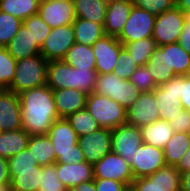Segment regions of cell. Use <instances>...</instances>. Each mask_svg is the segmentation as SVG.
<instances>
[{"mask_svg": "<svg viewBox=\"0 0 190 191\" xmlns=\"http://www.w3.org/2000/svg\"><path fill=\"white\" fill-rule=\"evenodd\" d=\"M53 96L59 117L66 118L72 113L85 109L88 94L77 89L67 88L53 90Z\"/></svg>", "mask_w": 190, "mask_h": 191, "instance_id": "cell-21", "label": "cell"}, {"mask_svg": "<svg viewBox=\"0 0 190 191\" xmlns=\"http://www.w3.org/2000/svg\"><path fill=\"white\" fill-rule=\"evenodd\" d=\"M93 171L95 179H113L123 183L127 188L134 180L131 165L112 151L93 165Z\"/></svg>", "mask_w": 190, "mask_h": 191, "instance_id": "cell-9", "label": "cell"}, {"mask_svg": "<svg viewBox=\"0 0 190 191\" xmlns=\"http://www.w3.org/2000/svg\"><path fill=\"white\" fill-rule=\"evenodd\" d=\"M6 48L16 61L41 54V47L23 24Z\"/></svg>", "mask_w": 190, "mask_h": 191, "instance_id": "cell-23", "label": "cell"}, {"mask_svg": "<svg viewBox=\"0 0 190 191\" xmlns=\"http://www.w3.org/2000/svg\"><path fill=\"white\" fill-rule=\"evenodd\" d=\"M125 191H134L131 187H128Z\"/></svg>", "mask_w": 190, "mask_h": 191, "instance_id": "cell-56", "label": "cell"}, {"mask_svg": "<svg viewBox=\"0 0 190 191\" xmlns=\"http://www.w3.org/2000/svg\"><path fill=\"white\" fill-rule=\"evenodd\" d=\"M37 44L41 47L50 33L51 27L39 16V14L32 15L23 21Z\"/></svg>", "mask_w": 190, "mask_h": 191, "instance_id": "cell-39", "label": "cell"}, {"mask_svg": "<svg viewBox=\"0 0 190 191\" xmlns=\"http://www.w3.org/2000/svg\"><path fill=\"white\" fill-rule=\"evenodd\" d=\"M185 22V13L176 6L156 16L152 38L157 46L177 43Z\"/></svg>", "mask_w": 190, "mask_h": 191, "instance_id": "cell-6", "label": "cell"}, {"mask_svg": "<svg viewBox=\"0 0 190 191\" xmlns=\"http://www.w3.org/2000/svg\"><path fill=\"white\" fill-rule=\"evenodd\" d=\"M158 111L154 92H141L139 98L126 109V123L141 128L160 119Z\"/></svg>", "mask_w": 190, "mask_h": 191, "instance_id": "cell-16", "label": "cell"}, {"mask_svg": "<svg viewBox=\"0 0 190 191\" xmlns=\"http://www.w3.org/2000/svg\"><path fill=\"white\" fill-rule=\"evenodd\" d=\"M181 173L175 166L165 165L148 177L136 178L131 184L134 191H180Z\"/></svg>", "mask_w": 190, "mask_h": 191, "instance_id": "cell-8", "label": "cell"}, {"mask_svg": "<svg viewBox=\"0 0 190 191\" xmlns=\"http://www.w3.org/2000/svg\"><path fill=\"white\" fill-rule=\"evenodd\" d=\"M30 135L23 129L0 132V157L9 159L28 146Z\"/></svg>", "mask_w": 190, "mask_h": 191, "instance_id": "cell-26", "label": "cell"}, {"mask_svg": "<svg viewBox=\"0 0 190 191\" xmlns=\"http://www.w3.org/2000/svg\"><path fill=\"white\" fill-rule=\"evenodd\" d=\"M98 73L96 70L76 69V89L91 94L94 89Z\"/></svg>", "mask_w": 190, "mask_h": 191, "instance_id": "cell-45", "label": "cell"}, {"mask_svg": "<svg viewBox=\"0 0 190 191\" xmlns=\"http://www.w3.org/2000/svg\"><path fill=\"white\" fill-rule=\"evenodd\" d=\"M75 43L92 46L97 40L104 37V24H98L83 18H75L72 24Z\"/></svg>", "mask_w": 190, "mask_h": 191, "instance_id": "cell-27", "label": "cell"}, {"mask_svg": "<svg viewBox=\"0 0 190 191\" xmlns=\"http://www.w3.org/2000/svg\"><path fill=\"white\" fill-rule=\"evenodd\" d=\"M0 191H12L10 185L1 186L0 185Z\"/></svg>", "mask_w": 190, "mask_h": 191, "instance_id": "cell-55", "label": "cell"}, {"mask_svg": "<svg viewBox=\"0 0 190 191\" xmlns=\"http://www.w3.org/2000/svg\"><path fill=\"white\" fill-rule=\"evenodd\" d=\"M166 52V62L176 75H188L190 70V54L177 42L159 46Z\"/></svg>", "mask_w": 190, "mask_h": 191, "instance_id": "cell-31", "label": "cell"}, {"mask_svg": "<svg viewBox=\"0 0 190 191\" xmlns=\"http://www.w3.org/2000/svg\"><path fill=\"white\" fill-rule=\"evenodd\" d=\"M92 92L115 100L125 109L129 108L141 94L130 80H122L113 73L98 74Z\"/></svg>", "mask_w": 190, "mask_h": 191, "instance_id": "cell-5", "label": "cell"}, {"mask_svg": "<svg viewBox=\"0 0 190 191\" xmlns=\"http://www.w3.org/2000/svg\"><path fill=\"white\" fill-rule=\"evenodd\" d=\"M85 108L101 128L113 130L126 123V109L115 100L99 93L92 92L88 95Z\"/></svg>", "mask_w": 190, "mask_h": 191, "instance_id": "cell-4", "label": "cell"}, {"mask_svg": "<svg viewBox=\"0 0 190 191\" xmlns=\"http://www.w3.org/2000/svg\"><path fill=\"white\" fill-rule=\"evenodd\" d=\"M156 16L150 12L132 7L128 20L121 33L116 37L122 44L137 41L143 38H151Z\"/></svg>", "mask_w": 190, "mask_h": 191, "instance_id": "cell-10", "label": "cell"}, {"mask_svg": "<svg viewBox=\"0 0 190 191\" xmlns=\"http://www.w3.org/2000/svg\"><path fill=\"white\" fill-rule=\"evenodd\" d=\"M36 158L30 153L28 146L22 150L20 153L10 157L8 159V169L9 170H26L33 169L38 166Z\"/></svg>", "mask_w": 190, "mask_h": 191, "instance_id": "cell-43", "label": "cell"}, {"mask_svg": "<svg viewBox=\"0 0 190 191\" xmlns=\"http://www.w3.org/2000/svg\"><path fill=\"white\" fill-rule=\"evenodd\" d=\"M133 6L132 0L108 2L104 21L106 35L117 37L121 33Z\"/></svg>", "mask_w": 190, "mask_h": 191, "instance_id": "cell-20", "label": "cell"}, {"mask_svg": "<svg viewBox=\"0 0 190 191\" xmlns=\"http://www.w3.org/2000/svg\"><path fill=\"white\" fill-rule=\"evenodd\" d=\"M12 191H39L42 180V166L33 169L9 170Z\"/></svg>", "mask_w": 190, "mask_h": 191, "instance_id": "cell-25", "label": "cell"}, {"mask_svg": "<svg viewBox=\"0 0 190 191\" xmlns=\"http://www.w3.org/2000/svg\"><path fill=\"white\" fill-rule=\"evenodd\" d=\"M123 47L129 52L139 66H145L150 56L155 52V49L158 46L155 40L151 37L128 42L123 44Z\"/></svg>", "mask_w": 190, "mask_h": 191, "instance_id": "cell-35", "label": "cell"}, {"mask_svg": "<svg viewBox=\"0 0 190 191\" xmlns=\"http://www.w3.org/2000/svg\"><path fill=\"white\" fill-rule=\"evenodd\" d=\"M140 129L143 143L160 149H164L167 142L175 133L170 122L163 119H158Z\"/></svg>", "mask_w": 190, "mask_h": 191, "instance_id": "cell-24", "label": "cell"}, {"mask_svg": "<svg viewBox=\"0 0 190 191\" xmlns=\"http://www.w3.org/2000/svg\"><path fill=\"white\" fill-rule=\"evenodd\" d=\"M180 191H190V171L181 174Z\"/></svg>", "mask_w": 190, "mask_h": 191, "instance_id": "cell-53", "label": "cell"}, {"mask_svg": "<svg viewBox=\"0 0 190 191\" xmlns=\"http://www.w3.org/2000/svg\"><path fill=\"white\" fill-rule=\"evenodd\" d=\"M19 95L22 128L29 135L48 134L55 120L60 119L53 90L46 84L22 91Z\"/></svg>", "mask_w": 190, "mask_h": 191, "instance_id": "cell-1", "label": "cell"}, {"mask_svg": "<svg viewBox=\"0 0 190 191\" xmlns=\"http://www.w3.org/2000/svg\"><path fill=\"white\" fill-rule=\"evenodd\" d=\"M74 43L75 34L72 24L52 28L41 46V54L48 62L63 60Z\"/></svg>", "mask_w": 190, "mask_h": 191, "instance_id": "cell-12", "label": "cell"}, {"mask_svg": "<svg viewBox=\"0 0 190 191\" xmlns=\"http://www.w3.org/2000/svg\"><path fill=\"white\" fill-rule=\"evenodd\" d=\"M122 48L123 44L115 36L105 35L97 40L92 45L96 58V72L98 74L113 73Z\"/></svg>", "mask_w": 190, "mask_h": 191, "instance_id": "cell-14", "label": "cell"}, {"mask_svg": "<svg viewBox=\"0 0 190 191\" xmlns=\"http://www.w3.org/2000/svg\"><path fill=\"white\" fill-rule=\"evenodd\" d=\"M189 147L190 133L175 132L163 149L166 165L176 166Z\"/></svg>", "mask_w": 190, "mask_h": 191, "instance_id": "cell-33", "label": "cell"}, {"mask_svg": "<svg viewBox=\"0 0 190 191\" xmlns=\"http://www.w3.org/2000/svg\"><path fill=\"white\" fill-rule=\"evenodd\" d=\"M145 67L151 73L154 78L155 84L161 85L166 83L171 78L176 76L174 70L169 68L166 62V52H164L159 46L155 49V52L150 56Z\"/></svg>", "mask_w": 190, "mask_h": 191, "instance_id": "cell-32", "label": "cell"}, {"mask_svg": "<svg viewBox=\"0 0 190 191\" xmlns=\"http://www.w3.org/2000/svg\"><path fill=\"white\" fill-rule=\"evenodd\" d=\"M39 191H69L57 176L55 164L42 166V180Z\"/></svg>", "mask_w": 190, "mask_h": 191, "instance_id": "cell-40", "label": "cell"}, {"mask_svg": "<svg viewBox=\"0 0 190 191\" xmlns=\"http://www.w3.org/2000/svg\"><path fill=\"white\" fill-rule=\"evenodd\" d=\"M16 62L7 48L0 46V90L10 88L15 74Z\"/></svg>", "mask_w": 190, "mask_h": 191, "instance_id": "cell-37", "label": "cell"}, {"mask_svg": "<svg viewBox=\"0 0 190 191\" xmlns=\"http://www.w3.org/2000/svg\"><path fill=\"white\" fill-rule=\"evenodd\" d=\"M170 125L174 132L190 133V111L183 109L170 121Z\"/></svg>", "mask_w": 190, "mask_h": 191, "instance_id": "cell-46", "label": "cell"}, {"mask_svg": "<svg viewBox=\"0 0 190 191\" xmlns=\"http://www.w3.org/2000/svg\"><path fill=\"white\" fill-rule=\"evenodd\" d=\"M132 2L135 7L146 10L154 16H158L176 6L175 0H132Z\"/></svg>", "mask_w": 190, "mask_h": 191, "instance_id": "cell-42", "label": "cell"}, {"mask_svg": "<svg viewBox=\"0 0 190 191\" xmlns=\"http://www.w3.org/2000/svg\"><path fill=\"white\" fill-rule=\"evenodd\" d=\"M70 191H96L94 180L83 182Z\"/></svg>", "mask_w": 190, "mask_h": 191, "instance_id": "cell-52", "label": "cell"}, {"mask_svg": "<svg viewBox=\"0 0 190 191\" xmlns=\"http://www.w3.org/2000/svg\"><path fill=\"white\" fill-rule=\"evenodd\" d=\"M180 104L190 111V77L180 75Z\"/></svg>", "mask_w": 190, "mask_h": 191, "instance_id": "cell-48", "label": "cell"}, {"mask_svg": "<svg viewBox=\"0 0 190 191\" xmlns=\"http://www.w3.org/2000/svg\"><path fill=\"white\" fill-rule=\"evenodd\" d=\"M22 24V20L0 11V46L6 47Z\"/></svg>", "mask_w": 190, "mask_h": 191, "instance_id": "cell-38", "label": "cell"}, {"mask_svg": "<svg viewBox=\"0 0 190 191\" xmlns=\"http://www.w3.org/2000/svg\"><path fill=\"white\" fill-rule=\"evenodd\" d=\"M76 18L104 24L108 2L104 0H73Z\"/></svg>", "mask_w": 190, "mask_h": 191, "instance_id": "cell-30", "label": "cell"}, {"mask_svg": "<svg viewBox=\"0 0 190 191\" xmlns=\"http://www.w3.org/2000/svg\"><path fill=\"white\" fill-rule=\"evenodd\" d=\"M41 0H0V11L24 21L38 14Z\"/></svg>", "mask_w": 190, "mask_h": 191, "instance_id": "cell-34", "label": "cell"}, {"mask_svg": "<svg viewBox=\"0 0 190 191\" xmlns=\"http://www.w3.org/2000/svg\"><path fill=\"white\" fill-rule=\"evenodd\" d=\"M46 85L52 90L76 89V68L63 60L50 61L48 63Z\"/></svg>", "mask_w": 190, "mask_h": 191, "instance_id": "cell-22", "label": "cell"}, {"mask_svg": "<svg viewBox=\"0 0 190 191\" xmlns=\"http://www.w3.org/2000/svg\"><path fill=\"white\" fill-rule=\"evenodd\" d=\"M8 168H9L8 159L0 157V185L1 186L10 185V183H11V178L9 175Z\"/></svg>", "mask_w": 190, "mask_h": 191, "instance_id": "cell-50", "label": "cell"}, {"mask_svg": "<svg viewBox=\"0 0 190 191\" xmlns=\"http://www.w3.org/2000/svg\"><path fill=\"white\" fill-rule=\"evenodd\" d=\"M130 165L134 179L148 177L166 165L163 149L143 143Z\"/></svg>", "mask_w": 190, "mask_h": 191, "instance_id": "cell-13", "label": "cell"}, {"mask_svg": "<svg viewBox=\"0 0 190 191\" xmlns=\"http://www.w3.org/2000/svg\"><path fill=\"white\" fill-rule=\"evenodd\" d=\"M56 165L57 176L63 183L66 190H72L83 182L94 180L93 165L87 161L82 163H54Z\"/></svg>", "mask_w": 190, "mask_h": 191, "instance_id": "cell-19", "label": "cell"}, {"mask_svg": "<svg viewBox=\"0 0 190 191\" xmlns=\"http://www.w3.org/2000/svg\"><path fill=\"white\" fill-rule=\"evenodd\" d=\"M48 63L42 54L17 60L14 78L8 90L19 94L22 91L45 85Z\"/></svg>", "mask_w": 190, "mask_h": 191, "instance_id": "cell-3", "label": "cell"}, {"mask_svg": "<svg viewBox=\"0 0 190 191\" xmlns=\"http://www.w3.org/2000/svg\"><path fill=\"white\" fill-rule=\"evenodd\" d=\"M153 92L160 119L170 122L184 109L180 104V75L158 85Z\"/></svg>", "mask_w": 190, "mask_h": 191, "instance_id": "cell-7", "label": "cell"}, {"mask_svg": "<svg viewBox=\"0 0 190 191\" xmlns=\"http://www.w3.org/2000/svg\"><path fill=\"white\" fill-rule=\"evenodd\" d=\"M141 92L153 91L157 88L154 78L145 66H139L129 79Z\"/></svg>", "mask_w": 190, "mask_h": 191, "instance_id": "cell-44", "label": "cell"}, {"mask_svg": "<svg viewBox=\"0 0 190 191\" xmlns=\"http://www.w3.org/2000/svg\"><path fill=\"white\" fill-rule=\"evenodd\" d=\"M54 145L55 163H82L85 156L78 146V136L66 118L55 120L48 134Z\"/></svg>", "mask_w": 190, "mask_h": 191, "instance_id": "cell-2", "label": "cell"}, {"mask_svg": "<svg viewBox=\"0 0 190 191\" xmlns=\"http://www.w3.org/2000/svg\"><path fill=\"white\" fill-rule=\"evenodd\" d=\"M143 144L141 129L128 123L111 130L112 152L123 157L129 164Z\"/></svg>", "mask_w": 190, "mask_h": 191, "instance_id": "cell-11", "label": "cell"}, {"mask_svg": "<svg viewBox=\"0 0 190 191\" xmlns=\"http://www.w3.org/2000/svg\"><path fill=\"white\" fill-rule=\"evenodd\" d=\"M63 61L76 69L96 70V58L90 45L74 43L66 53Z\"/></svg>", "mask_w": 190, "mask_h": 191, "instance_id": "cell-28", "label": "cell"}, {"mask_svg": "<svg viewBox=\"0 0 190 191\" xmlns=\"http://www.w3.org/2000/svg\"><path fill=\"white\" fill-rule=\"evenodd\" d=\"M96 191H125L127 187L113 179H94Z\"/></svg>", "mask_w": 190, "mask_h": 191, "instance_id": "cell-47", "label": "cell"}, {"mask_svg": "<svg viewBox=\"0 0 190 191\" xmlns=\"http://www.w3.org/2000/svg\"><path fill=\"white\" fill-rule=\"evenodd\" d=\"M138 67V63L134 61L129 52L123 47L117 61V67L113 70V74L122 80H129Z\"/></svg>", "mask_w": 190, "mask_h": 191, "instance_id": "cell-41", "label": "cell"}, {"mask_svg": "<svg viewBox=\"0 0 190 191\" xmlns=\"http://www.w3.org/2000/svg\"><path fill=\"white\" fill-rule=\"evenodd\" d=\"M78 137L95 132L101 128L96 119L85 108L66 117Z\"/></svg>", "mask_w": 190, "mask_h": 191, "instance_id": "cell-36", "label": "cell"}, {"mask_svg": "<svg viewBox=\"0 0 190 191\" xmlns=\"http://www.w3.org/2000/svg\"><path fill=\"white\" fill-rule=\"evenodd\" d=\"M175 167L181 174L190 171V147Z\"/></svg>", "mask_w": 190, "mask_h": 191, "instance_id": "cell-51", "label": "cell"}, {"mask_svg": "<svg viewBox=\"0 0 190 191\" xmlns=\"http://www.w3.org/2000/svg\"><path fill=\"white\" fill-rule=\"evenodd\" d=\"M178 43L190 54V13L185 14V22Z\"/></svg>", "mask_w": 190, "mask_h": 191, "instance_id": "cell-49", "label": "cell"}, {"mask_svg": "<svg viewBox=\"0 0 190 191\" xmlns=\"http://www.w3.org/2000/svg\"><path fill=\"white\" fill-rule=\"evenodd\" d=\"M19 95L8 89L0 90V131L22 128Z\"/></svg>", "mask_w": 190, "mask_h": 191, "instance_id": "cell-18", "label": "cell"}, {"mask_svg": "<svg viewBox=\"0 0 190 191\" xmlns=\"http://www.w3.org/2000/svg\"><path fill=\"white\" fill-rule=\"evenodd\" d=\"M38 14L51 29L73 24L76 18L73 2L67 0H41Z\"/></svg>", "mask_w": 190, "mask_h": 191, "instance_id": "cell-17", "label": "cell"}, {"mask_svg": "<svg viewBox=\"0 0 190 191\" xmlns=\"http://www.w3.org/2000/svg\"><path fill=\"white\" fill-rule=\"evenodd\" d=\"M77 144L85 156V161L94 165L103 156L112 151L111 130L99 128L95 132L78 137Z\"/></svg>", "mask_w": 190, "mask_h": 191, "instance_id": "cell-15", "label": "cell"}, {"mask_svg": "<svg viewBox=\"0 0 190 191\" xmlns=\"http://www.w3.org/2000/svg\"><path fill=\"white\" fill-rule=\"evenodd\" d=\"M28 148L39 165L43 166L55 163L56 155L54 145L47 134L30 135Z\"/></svg>", "mask_w": 190, "mask_h": 191, "instance_id": "cell-29", "label": "cell"}, {"mask_svg": "<svg viewBox=\"0 0 190 191\" xmlns=\"http://www.w3.org/2000/svg\"><path fill=\"white\" fill-rule=\"evenodd\" d=\"M176 7L185 14L190 13V0H175Z\"/></svg>", "mask_w": 190, "mask_h": 191, "instance_id": "cell-54", "label": "cell"}]
</instances>
